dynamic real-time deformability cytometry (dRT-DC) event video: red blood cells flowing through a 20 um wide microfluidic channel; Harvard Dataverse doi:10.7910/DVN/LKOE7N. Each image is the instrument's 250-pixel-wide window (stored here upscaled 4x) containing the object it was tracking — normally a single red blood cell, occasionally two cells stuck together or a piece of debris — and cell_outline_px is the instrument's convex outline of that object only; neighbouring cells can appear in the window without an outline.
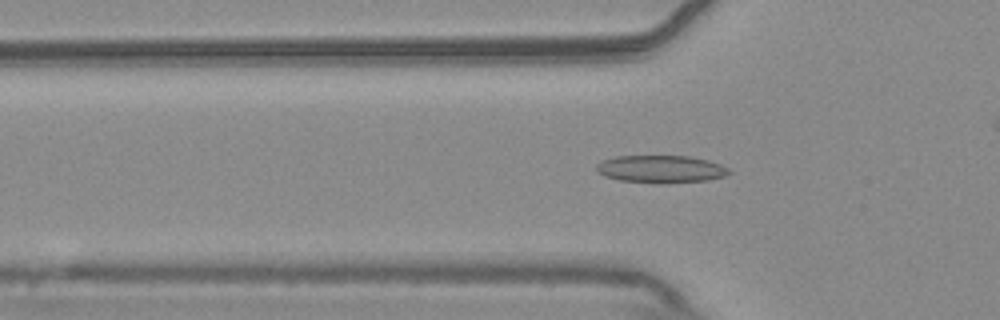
{"species": "common noctule bat (a hibernating species)", "species_latin": "Nyctalus noctula", "temperature_condition": "warm", "stored_images_in_passage": 45, "camera_frame_rate_fps": 3000, "um_per_image_px": 0.085, "animal": {"sex": "male", "body_mass_g": 20.4}, "frame": {"image": 1, "passage_image": 18, "time_ms": 5.667, "image_size_px": [1000, 320], "cell_outline_px": [[732, 172], [724, 176], [708, 180], [664, 184], [656, 184], [620, 180], [604, 176], [596, 172], [596, 164], [600, 160], [616, 156], [688, 156], [708, 160], [720, 164], [728, 168]], "centroid_in_image_um": [56.14, 14.38], "position_along_channel_um": 69.7, "area_um2": 21.62}}
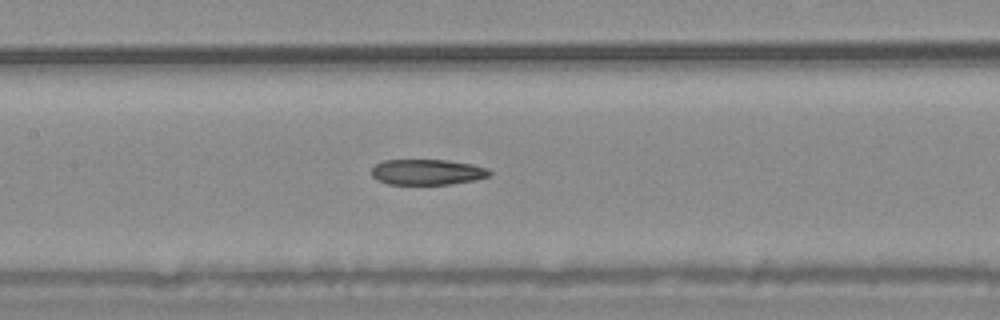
{"frame": {"image": 2, "passage_image": 26, "time_ms": 8.333, "image_size_px": [1000, 320], "cell_outline_px": [[492, 172], [488, 176], [476, 180], [448, 184], [388, 184], [376, 180], [372, 176], [372, 168], [376, 164], [384, 160], [448, 160], [472, 164], [488, 168]], "centroid_in_image_um": [36.32, 14.62], "position_along_channel_um": 171.1, "area_um2": 17.63}}
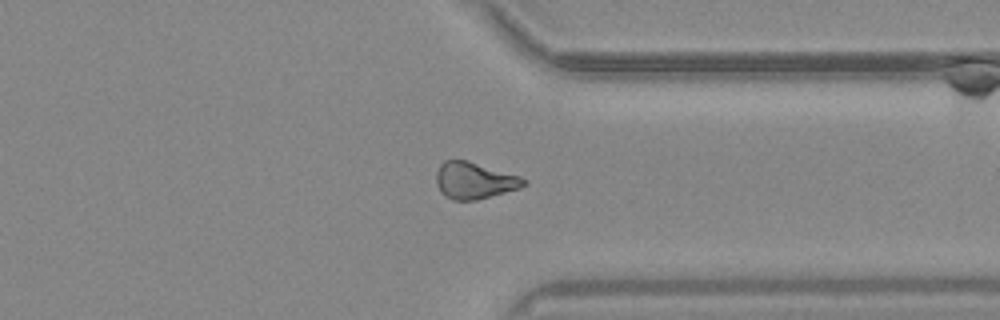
{"frame": {"image": 3, "passage_image": 42, "time_ms": 13.667, "image_size_px": [1000, 320], "cell_outline_px": [[528, 184], [520, 188], [476, 200], [452, 200], [444, 196], [440, 192], [436, 184], [436, 172], [440, 164], [444, 160], [468, 160], [520, 176], [528, 180]], "centroid_in_image_um": [40.32, 15.34], "position_along_channel_um": 371.1, "area_um2": 18.9}}